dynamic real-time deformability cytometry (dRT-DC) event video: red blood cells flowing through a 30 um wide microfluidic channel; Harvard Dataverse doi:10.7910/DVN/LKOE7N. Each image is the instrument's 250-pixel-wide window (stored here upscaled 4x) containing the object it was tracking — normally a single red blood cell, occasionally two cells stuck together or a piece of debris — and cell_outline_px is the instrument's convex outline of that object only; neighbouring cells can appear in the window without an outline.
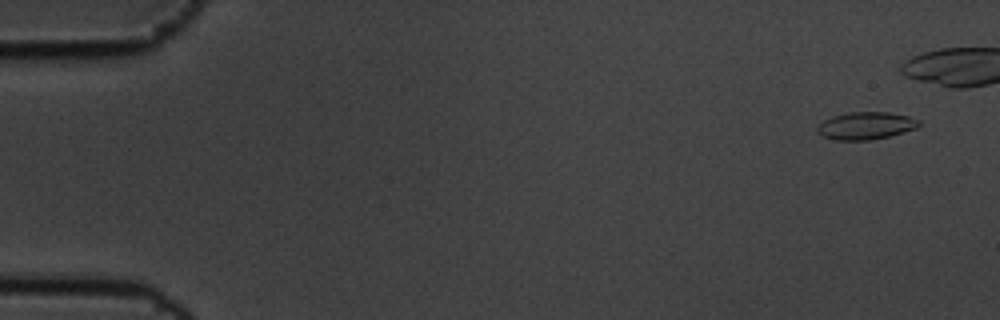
{"species": "common noctule bat (a hibernating species)", "species_latin": "Nyctalus noctula", "temperature_condition": "cold", "stored_images_in_passage": 13, "camera_frame_rate_fps": 3000, "um_per_image_px": 0.085, "animal": {"sex": "male", "body_mass_g": 19.5, "forearm_length_mm": 54.6}, "frame": {"image": 1, "passage_image": 1, "time_ms": 0.0, "image_size_px": [1000, 320], "cell_outline_px": [[920, 124], [916, 128], [888, 136], [872, 140], [836, 140], [824, 136], [816, 132], [816, 128], [824, 120], [832, 116], [848, 112], [888, 112], [908, 116], [920, 120]], "centroid_in_image_um": [73.58, 10.68], "position_along_channel_um": 11.4, "area_um2": 16.18}}